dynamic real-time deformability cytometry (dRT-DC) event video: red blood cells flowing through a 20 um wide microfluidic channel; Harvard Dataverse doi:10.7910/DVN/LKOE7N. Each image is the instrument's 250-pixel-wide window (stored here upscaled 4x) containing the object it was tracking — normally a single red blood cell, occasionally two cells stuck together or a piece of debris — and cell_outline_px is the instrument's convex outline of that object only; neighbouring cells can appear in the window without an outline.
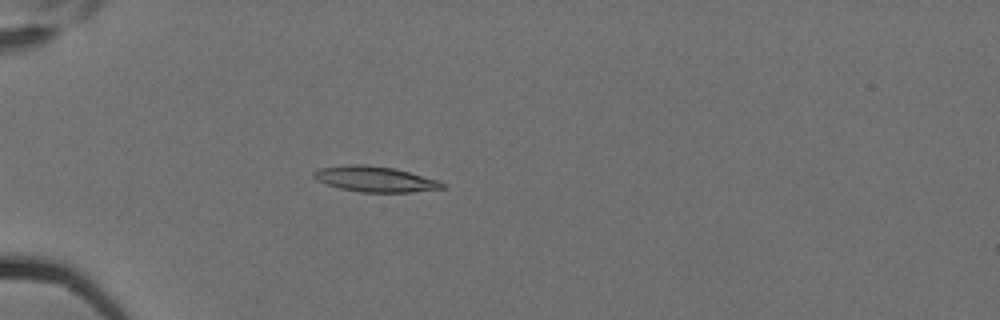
{"species": "Egyptian fruit bat (a non-hibernating species)", "species_latin": "Rousettus aegyptiacus", "temperature_condition": "cold", "stored_images_in_passage": 5, "camera_frame_rate_fps": 3000, "um_per_image_px": 0.085, "animal": {"sex": "female"}, "frame": {"image": 1, "passage_image": 5, "time_ms": 1.333, "image_size_px": [1000, 320], "cell_outline_px": [[448, 184], [444, 188], [412, 192], [360, 192], [340, 188], [328, 184], [312, 176], [312, 172], [320, 168], [352, 164], [368, 164], [392, 168], [440, 180]], "centroid_in_image_um": [31.93, 15.22], "position_along_channel_um": 53.1, "area_um2": 19.02}}